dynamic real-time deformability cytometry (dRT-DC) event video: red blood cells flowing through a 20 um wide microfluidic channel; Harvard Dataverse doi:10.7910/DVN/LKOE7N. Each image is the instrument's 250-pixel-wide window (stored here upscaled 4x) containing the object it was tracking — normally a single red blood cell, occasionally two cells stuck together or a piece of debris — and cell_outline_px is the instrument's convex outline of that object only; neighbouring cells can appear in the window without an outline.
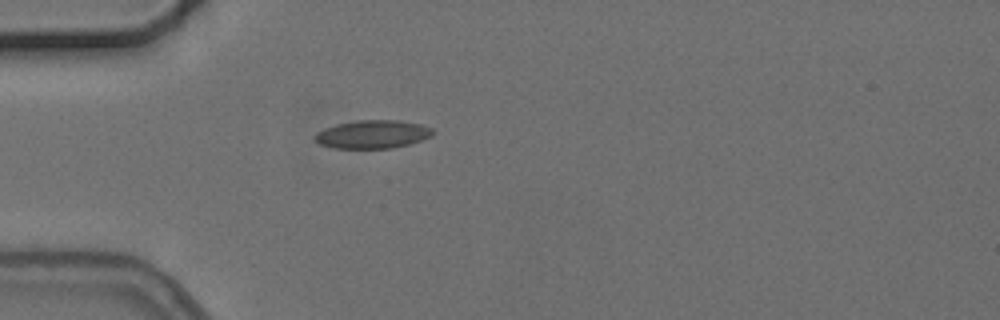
{"species": "common noctule bat (a hibernating species)", "species_latin": "Nyctalus noctula", "temperature_condition": "cold", "stored_images_in_passage": 1, "camera_frame_rate_fps": 3000, "um_per_image_px": 0.085, "animal": {"sex": "female", "body_mass_g": 24.6, "forearm_length_mm": 56.2}, "frame": {"image": 1, "passage_image": 1, "time_ms": 0.0, "image_size_px": [1000, 320], "cell_outline_px": [[436, 132], [432, 136], [408, 144], [392, 148], [332, 148], [320, 144], [316, 140], [316, 132], [324, 128], [336, 124], [356, 120], [400, 120], [420, 124], [432, 128]], "centroid_in_image_um": [31.69, 11.4], "position_along_channel_um": 53.3, "area_um2": 19.42}}